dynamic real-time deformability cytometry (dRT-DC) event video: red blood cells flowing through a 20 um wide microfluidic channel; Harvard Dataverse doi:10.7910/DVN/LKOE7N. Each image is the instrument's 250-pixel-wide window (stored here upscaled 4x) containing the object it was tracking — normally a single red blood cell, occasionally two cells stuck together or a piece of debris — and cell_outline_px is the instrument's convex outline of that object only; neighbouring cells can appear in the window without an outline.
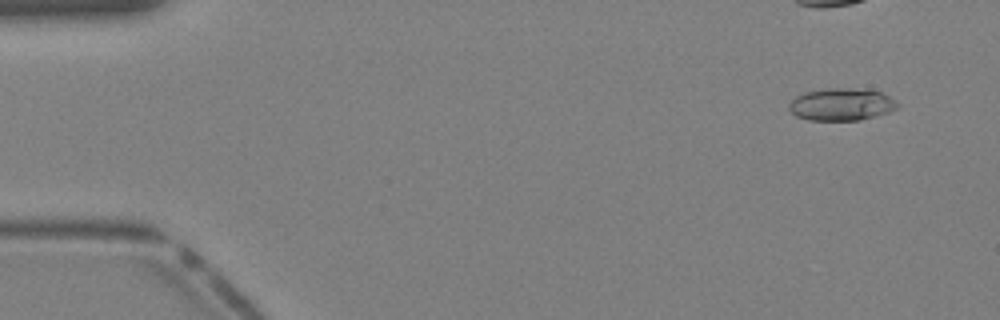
{"species": "Egyptian fruit bat (a non-hibernating species)", "species_latin": "Rousettus aegyptiacus", "temperature_condition": "warm", "stored_images_in_passage": 14, "camera_frame_rate_fps": 3000, "um_per_image_px": 0.085, "animal": {"sex": "female"}, "frame": {"image": 1, "passage_image": 3, "time_ms": 0.667, "image_size_px": [1000, 320], "cell_outline_px": [[900, 108], [876, 116], [860, 120], [808, 120], [796, 116], [788, 108], [788, 104], [796, 96], [804, 92], [828, 88], [848, 88], [880, 92], [896, 100], [900, 104]], "centroid_in_image_um": [71.53, 8.88], "position_along_channel_um": 13.5, "area_um2": 20.46}}